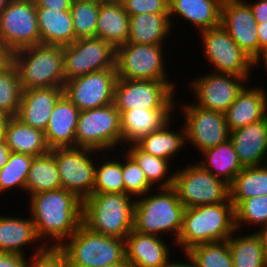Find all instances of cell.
<instances>
[{"instance_id": "f5cc1de1", "label": "cell", "mask_w": 267, "mask_h": 267, "mask_svg": "<svg viewBox=\"0 0 267 267\" xmlns=\"http://www.w3.org/2000/svg\"><path fill=\"white\" fill-rule=\"evenodd\" d=\"M185 256L187 257L186 262H182V263L180 261L175 262V261H171L170 259L169 262L163 267H195V264L192 258L187 253H184V258Z\"/></svg>"}, {"instance_id": "83f0119b", "label": "cell", "mask_w": 267, "mask_h": 267, "mask_svg": "<svg viewBox=\"0 0 267 267\" xmlns=\"http://www.w3.org/2000/svg\"><path fill=\"white\" fill-rule=\"evenodd\" d=\"M127 43L164 45L171 34L169 13H142L130 16Z\"/></svg>"}, {"instance_id": "9f6ffc18", "label": "cell", "mask_w": 267, "mask_h": 267, "mask_svg": "<svg viewBox=\"0 0 267 267\" xmlns=\"http://www.w3.org/2000/svg\"><path fill=\"white\" fill-rule=\"evenodd\" d=\"M101 267H133V266L125 258L124 260H122L121 262H118L116 264L104 265Z\"/></svg>"}, {"instance_id": "d6986e66", "label": "cell", "mask_w": 267, "mask_h": 267, "mask_svg": "<svg viewBox=\"0 0 267 267\" xmlns=\"http://www.w3.org/2000/svg\"><path fill=\"white\" fill-rule=\"evenodd\" d=\"M229 140L244 168L266 164L267 116L245 127L230 131Z\"/></svg>"}, {"instance_id": "bcb514c9", "label": "cell", "mask_w": 267, "mask_h": 267, "mask_svg": "<svg viewBox=\"0 0 267 267\" xmlns=\"http://www.w3.org/2000/svg\"><path fill=\"white\" fill-rule=\"evenodd\" d=\"M26 256L0 252V267H28Z\"/></svg>"}, {"instance_id": "11a10c76", "label": "cell", "mask_w": 267, "mask_h": 267, "mask_svg": "<svg viewBox=\"0 0 267 267\" xmlns=\"http://www.w3.org/2000/svg\"><path fill=\"white\" fill-rule=\"evenodd\" d=\"M256 232L259 234V236L262 239L263 248H264L265 254L267 256V225H265L261 228H258V230Z\"/></svg>"}, {"instance_id": "e575fe53", "label": "cell", "mask_w": 267, "mask_h": 267, "mask_svg": "<svg viewBox=\"0 0 267 267\" xmlns=\"http://www.w3.org/2000/svg\"><path fill=\"white\" fill-rule=\"evenodd\" d=\"M229 188L230 201L235 208L244 199L267 195V163L243 168Z\"/></svg>"}, {"instance_id": "ffe728a7", "label": "cell", "mask_w": 267, "mask_h": 267, "mask_svg": "<svg viewBox=\"0 0 267 267\" xmlns=\"http://www.w3.org/2000/svg\"><path fill=\"white\" fill-rule=\"evenodd\" d=\"M63 88L46 87L23 90L15 117L24 124L44 132L56 102L64 94Z\"/></svg>"}, {"instance_id": "30bf717a", "label": "cell", "mask_w": 267, "mask_h": 267, "mask_svg": "<svg viewBox=\"0 0 267 267\" xmlns=\"http://www.w3.org/2000/svg\"><path fill=\"white\" fill-rule=\"evenodd\" d=\"M163 46L125 43L117 47L115 57L117 78L169 81Z\"/></svg>"}, {"instance_id": "5bb4252c", "label": "cell", "mask_w": 267, "mask_h": 267, "mask_svg": "<svg viewBox=\"0 0 267 267\" xmlns=\"http://www.w3.org/2000/svg\"><path fill=\"white\" fill-rule=\"evenodd\" d=\"M0 38L13 52L41 44L36 4L9 0L0 13Z\"/></svg>"}, {"instance_id": "f6af8a7d", "label": "cell", "mask_w": 267, "mask_h": 267, "mask_svg": "<svg viewBox=\"0 0 267 267\" xmlns=\"http://www.w3.org/2000/svg\"><path fill=\"white\" fill-rule=\"evenodd\" d=\"M129 16L142 13H169V0H120Z\"/></svg>"}, {"instance_id": "52a82bcc", "label": "cell", "mask_w": 267, "mask_h": 267, "mask_svg": "<svg viewBox=\"0 0 267 267\" xmlns=\"http://www.w3.org/2000/svg\"><path fill=\"white\" fill-rule=\"evenodd\" d=\"M75 136L76 147L101 153L122 145L120 112L115 104L80 111Z\"/></svg>"}, {"instance_id": "b9f144b4", "label": "cell", "mask_w": 267, "mask_h": 267, "mask_svg": "<svg viewBox=\"0 0 267 267\" xmlns=\"http://www.w3.org/2000/svg\"><path fill=\"white\" fill-rule=\"evenodd\" d=\"M122 150V156H125L124 160H121L124 193L138 198V196L147 195L148 192L156 190L155 188L152 190L153 186L148 182L145 173L136 161L127 152L124 154V149Z\"/></svg>"}, {"instance_id": "ab89813d", "label": "cell", "mask_w": 267, "mask_h": 267, "mask_svg": "<svg viewBox=\"0 0 267 267\" xmlns=\"http://www.w3.org/2000/svg\"><path fill=\"white\" fill-rule=\"evenodd\" d=\"M22 93L19 74L12 62L9 66L0 70V108L11 117L16 116Z\"/></svg>"}, {"instance_id": "7bdbcfd3", "label": "cell", "mask_w": 267, "mask_h": 267, "mask_svg": "<svg viewBox=\"0 0 267 267\" xmlns=\"http://www.w3.org/2000/svg\"><path fill=\"white\" fill-rule=\"evenodd\" d=\"M267 225V195L244 199L235 208V226L241 229L243 224Z\"/></svg>"}, {"instance_id": "6da1fadb", "label": "cell", "mask_w": 267, "mask_h": 267, "mask_svg": "<svg viewBox=\"0 0 267 267\" xmlns=\"http://www.w3.org/2000/svg\"><path fill=\"white\" fill-rule=\"evenodd\" d=\"M28 206L41 244L47 241V247L59 248L82 224L83 201L66 189L31 195Z\"/></svg>"}, {"instance_id": "f546056e", "label": "cell", "mask_w": 267, "mask_h": 267, "mask_svg": "<svg viewBox=\"0 0 267 267\" xmlns=\"http://www.w3.org/2000/svg\"><path fill=\"white\" fill-rule=\"evenodd\" d=\"M4 139L10 151L14 153L36 157L51 150L43 131L24 124L15 116L10 117L6 122Z\"/></svg>"}, {"instance_id": "d6a6232c", "label": "cell", "mask_w": 267, "mask_h": 267, "mask_svg": "<svg viewBox=\"0 0 267 267\" xmlns=\"http://www.w3.org/2000/svg\"><path fill=\"white\" fill-rule=\"evenodd\" d=\"M62 188L53 152L33 158L25 184V192L29 196Z\"/></svg>"}, {"instance_id": "e0dca14e", "label": "cell", "mask_w": 267, "mask_h": 267, "mask_svg": "<svg viewBox=\"0 0 267 267\" xmlns=\"http://www.w3.org/2000/svg\"><path fill=\"white\" fill-rule=\"evenodd\" d=\"M249 78L232 74L211 72L192 79L190 89L194 103L205 109L225 113L248 83Z\"/></svg>"}, {"instance_id": "7a4b0ae2", "label": "cell", "mask_w": 267, "mask_h": 267, "mask_svg": "<svg viewBox=\"0 0 267 267\" xmlns=\"http://www.w3.org/2000/svg\"><path fill=\"white\" fill-rule=\"evenodd\" d=\"M235 207L231 202L185 208L176 244L186 253L192 247L228 240L235 232Z\"/></svg>"}, {"instance_id": "681fc988", "label": "cell", "mask_w": 267, "mask_h": 267, "mask_svg": "<svg viewBox=\"0 0 267 267\" xmlns=\"http://www.w3.org/2000/svg\"><path fill=\"white\" fill-rule=\"evenodd\" d=\"M13 62V51L0 38V70Z\"/></svg>"}, {"instance_id": "6f0895ef", "label": "cell", "mask_w": 267, "mask_h": 267, "mask_svg": "<svg viewBox=\"0 0 267 267\" xmlns=\"http://www.w3.org/2000/svg\"><path fill=\"white\" fill-rule=\"evenodd\" d=\"M260 61L263 63V66H264L263 68L264 69L266 68L265 71L267 72V50L262 53L258 61L255 63V66H258L257 64H259Z\"/></svg>"}, {"instance_id": "4fadbf2b", "label": "cell", "mask_w": 267, "mask_h": 267, "mask_svg": "<svg viewBox=\"0 0 267 267\" xmlns=\"http://www.w3.org/2000/svg\"><path fill=\"white\" fill-rule=\"evenodd\" d=\"M65 82L91 72L116 69V49L98 37L79 38L63 46Z\"/></svg>"}, {"instance_id": "277c9868", "label": "cell", "mask_w": 267, "mask_h": 267, "mask_svg": "<svg viewBox=\"0 0 267 267\" xmlns=\"http://www.w3.org/2000/svg\"><path fill=\"white\" fill-rule=\"evenodd\" d=\"M158 193L140 196L134 205L133 230L149 235L172 234L177 241L185 207L173 187L158 188Z\"/></svg>"}, {"instance_id": "4316f807", "label": "cell", "mask_w": 267, "mask_h": 267, "mask_svg": "<svg viewBox=\"0 0 267 267\" xmlns=\"http://www.w3.org/2000/svg\"><path fill=\"white\" fill-rule=\"evenodd\" d=\"M41 44L66 46L77 40L70 11L36 7Z\"/></svg>"}, {"instance_id": "7402d4cb", "label": "cell", "mask_w": 267, "mask_h": 267, "mask_svg": "<svg viewBox=\"0 0 267 267\" xmlns=\"http://www.w3.org/2000/svg\"><path fill=\"white\" fill-rule=\"evenodd\" d=\"M80 110L63 94L56 102L44 131L50 149L76 147V128Z\"/></svg>"}, {"instance_id": "f907efd6", "label": "cell", "mask_w": 267, "mask_h": 267, "mask_svg": "<svg viewBox=\"0 0 267 267\" xmlns=\"http://www.w3.org/2000/svg\"><path fill=\"white\" fill-rule=\"evenodd\" d=\"M259 38V58L267 50V22L257 24Z\"/></svg>"}, {"instance_id": "f1b7e54d", "label": "cell", "mask_w": 267, "mask_h": 267, "mask_svg": "<svg viewBox=\"0 0 267 267\" xmlns=\"http://www.w3.org/2000/svg\"><path fill=\"white\" fill-rule=\"evenodd\" d=\"M41 242L30 216L26 218L0 215V252L25 255L24 247Z\"/></svg>"}, {"instance_id": "4dcf8cb0", "label": "cell", "mask_w": 267, "mask_h": 267, "mask_svg": "<svg viewBox=\"0 0 267 267\" xmlns=\"http://www.w3.org/2000/svg\"><path fill=\"white\" fill-rule=\"evenodd\" d=\"M200 154L204 156L205 160H200L197 163L229 185L244 168L229 139L216 147L204 150Z\"/></svg>"}, {"instance_id": "91938a15", "label": "cell", "mask_w": 267, "mask_h": 267, "mask_svg": "<svg viewBox=\"0 0 267 267\" xmlns=\"http://www.w3.org/2000/svg\"><path fill=\"white\" fill-rule=\"evenodd\" d=\"M76 1H90V2H96V3L101 4V3H105L111 0H76Z\"/></svg>"}, {"instance_id": "9c48e42d", "label": "cell", "mask_w": 267, "mask_h": 267, "mask_svg": "<svg viewBox=\"0 0 267 267\" xmlns=\"http://www.w3.org/2000/svg\"><path fill=\"white\" fill-rule=\"evenodd\" d=\"M175 84L170 81L118 79L114 104L119 111L130 109H175Z\"/></svg>"}, {"instance_id": "1f68e13d", "label": "cell", "mask_w": 267, "mask_h": 267, "mask_svg": "<svg viewBox=\"0 0 267 267\" xmlns=\"http://www.w3.org/2000/svg\"><path fill=\"white\" fill-rule=\"evenodd\" d=\"M171 121L173 120L166 123L160 130L142 137L136 144L143 151L170 161L186 147L185 144L187 142L184 124L179 129V132H175L171 130Z\"/></svg>"}, {"instance_id": "ba28073f", "label": "cell", "mask_w": 267, "mask_h": 267, "mask_svg": "<svg viewBox=\"0 0 267 267\" xmlns=\"http://www.w3.org/2000/svg\"><path fill=\"white\" fill-rule=\"evenodd\" d=\"M173 188L185 208L230 201V188L197 162L174 172Z\"/></svg>"}, {"instance_id": "9a60e30c", "label": "cell", "mask_w": 267, "mask_h": 267, "mask_svg": "<svg viewBox=\"0 0 267 267\" xmlns=\"http://www.w3.org/2000/svg\"><path fill=\"white\" fill-rule=\"evenodd\" d=\"M181 106L188 144L200 153L229 139L230 130L224 113L189 103ZM184 110V111H183Z\"/></svg>"}, {"instance_id": "3957f363", "label": "cell", "mask_w": 267, "mask_h": 267, "mask_svg": "<svg viewBox=\"0 0 267 267\" xmlns=\"http://www.w3.org/2000/svg\"><path fill=\"white\" fill-rule=\"evenodd\" d=\"M135 202L126 193H93L83 201L82 223L96 233L125 240L133 230Z\"/></svg>"}, {"instance_id": "484cf974", "label": "cell", "mask_w": 267, "mask_h": 267, "mask_svg": "<svg viewBox=\"0 0 267 267\" xmlns=\"http://www.w3.org/2000/svg\"><path fill=\"white\" fill-rule=\"evenodd\" d=\"M130 16L120 0L100 4L96 37L108 42L115 49L128 41Z\"/></svg>"}, {"instance_id": "60d3db41", "label": "cell", "mask_w": 267, "mask_h": 267, "mask_svg": "<svg viewBox=\"0 0 267 267\" xmlns=\"http://www.w3.org/2000/svg\"><path fill=\"white\" fill-rule=\"evenodd\" d=\"M99 11V3L90 1H72L70 12L73 18V27L77 39L96 37Z\"/></svg>"}, {"instance_id": "db71d44e", "label": "cell", "mask_w": 267, "mask_h": 267, "mask_svg": "<svg viewBox=\"0 0 267 267\" xmlns=\"http://www.w3.org/2000/svg\"><path fill=\"white\" fill-rule=\"evenodd\" d=\"M10 117L6 111L0 108V139L4 138V128Z\"/></svg>"}, {"instance_id": "816d5d0a", "label": "cell", "mask_w": 267, "mask_h": 267, "mask_svg": "<svg viewBox=\"0 0 267 267\" xmlns=\"http://www.w3.org/2000/svg\"><path fill=\"white\" fill-rule=\"evenodd\" d=\"M10 153L6 140L4 138L0 139V169L7 164Z\"/></svg>"}, {"instance_id": "8992f818", "label": "cell", "mask_w": 267, "mask_h": 267, "mask_svg": "<svg viewBox=\"0 0 267 267\" xmlns=\"http://www.w3.org/2000/svg\"><path fill=\"white\" fill-rule=\"evenodd\" d=\"M59 249L65 255L67 267H101L126 258L124 239L96 233L83 223Z\"/></svg>"}, {"instance_id": "836d02e7", "label": "cell", "mask_w": 267, "mask_h": 267, "mask_svg": "<svg viewBox=\"0 0 267 267\" xmlns=\"http://www.w3.org/2000/svg\"><path fill=\"white\" fill-rule=\"evenodd\" d=\"M238 229L229 237L228 245L234 267H267V256L257 232L237 236ZM236 233V235H235Z\"/></svg>"}, {"instance_id": "7c38bea8", "label": "cell", "mask_w": 267, "mask_h": 267, "mask_svg": "<svg viewBox=\"0 0 267 267\" xmlns=\"http://www.w3.org/2000/svg\"><path fill=\"white\" fill-rule=\"evenodd\" d=\"M51 151L60 173L62 188L82 201L93 194L98 157L95 154L98 151L82 147L53 148ZM91 154L95 160L91 159Z\"/></svg>"}, {"instance_id": "44dd1931", "label": "cell", "mask_w": 267, "mask_h": 267, "mask_svg": "<svg viewBox=\"0 0 267 267\" xmlns=\"http://www.w3.org/2000/svg\"><path fill=\"white\" fill-rule=\"evenodd\" d=\"M161 237L132 230L125 238L126 260L133 267H163L171 248Z\"/></svg>"}, {"instance_id": "7dc6e473", "label": "cell", "mask_w": 267, "mask_h": 267, "mask_svg": "<svg viewBox=\"0 0 267 267\" xmlns=\"http://www.w3.org/2000/svg\"><path fill=\"white\" fill-rule=\"evenodd\" d=\"M249 2L250 1H248L247 3L251 8L257 24L267 22V0H256L254 2Z\"/></svg>"}, {"instance_id": "8fae6325", "label": "cell", "mask_w": 267, "mask_h": 267, "mask_svg": "<svg viewBox=\"0 0 267 267\" xmlns=\"http://www.w3.org/2000/svg\"><path fill=\"white\" fill-rule=\"evenodd\" d=\"M204 57L212 72L250 78L255 62L237 45L222 25L199 32Z\"/></svg>"}, {"instance_id": "d590c367", "label": "cell", "mask_w": 267, "mask_h": 267, "mask_svg": "<svg viewBox=\"0 0 267 267\" xmlns=\"http://www.w3.org/2000/svg\"><path fill=\"white\" fill-rule=\"evenodd\" d=\"M131 145V146H130ZM129 150L128 148H122L124 149L140 166V168L145 173V176L148 180V182L153 186L158 183L157 188H171L173 187L174 183V174L171 173V175L168 177L170 173L169 168V160L162 159L159 157H156L154 155H151L150 153H147L143 151L136 143L129 144ZM168 177V178H167ZM165 178V179H164Z\"/></svg>"}, {"instance_id": "2e32d148", "label": "cell", "mask_w": 267, "mask_h": 267, "mask_svg": "<svg viewBox=\"0 0 267 267\" xmlns=\"http://www.w3.org/2000/svg\"><path fill=\"white\" fill-rule=\"evenodd\" d=\"M116 69H104L65 82L64 94L80 110H90L114 103Z\"/></svg>"}, {"instance_id": "d4e9b609", "label": "cell", "mask_w": 267, "mask_h": 267, "mask_svg": "<svg viewBox=\"0 0 267 267\" xmlns=\"http://www.w3.org/2000/svg\"><path fill=\"white\" fill-rule=\"evenodd\" d=\"M223 0H169V19L181 17L196 26L199 32L220 25L221 5ZM172 18V19H171Z\"/></svg>"}, {"instance_id": "74e56055", "label": "cell", "mask_w": 267, "mask_h": 267, "mask_svg": "<svg viewBox=\"0 0 267 267\" xmlns=\"http://www.w3.org/2000/svg\"><path fill=\"white\" fill-rule=\"evenodd\" d=\"M32 156L11 152L7 164L0 169V193L14 188L24 190L33 161Z\"/></svg>"}, {"instance_id": "f35d334b", "label": "cell", "mask_w": 267, "mask_h": 267, "mask_svg": "<svg viewBox=\"0 0 267 267\" xmlns=\"http://www.w3.org/2000/svg\"><path fill=\"white\" fill-rule=\"evenodd\" d=\"M112 158L105 156L96 164L93 193H124L121 159Z\"/></svg>"}, {"instance_id": "8d00e7d4", "label": "cell", "mask_w": 267, "mask_h": 267, "mask_svg": "<svg viewBox=\"0 0 267 267\" xmlns=\"http://www.w3.org/2000/svg\"><path fill=\"white\" fill-rule=\"evenodd\" d=\"M186 253L194 261L195 267H234L228 240L200 244Z\"/></svg>"}, {"instance_id": "94428289", "label": "cell", "mask_w": 267, "mask_h": 267, "mask_svg": "<svg viewBox=\"0 0 267 267\" xmlns=\"http://www.w3.org/2000/svg\"><path fill=\"white\" fill-rule=\"evenodd\" d=\"M16 1L31 2V3L37 2V0H16Z\"/></svg>"}, {"instance_id": "ee69618b", "label": "cell", "mask_w": 267, "mask_h": 267, "mask_svg": "<svg viewBox=\"0 0 267 267\" xmlns=\"http://www.w3.org/2000/svg\"><path fill=\"white\" fill-rule=\"evenodd\" d=\"M28 267H67L65 255L59 248L42 244L29 258Z\"/></svg>"}, {"instance_id": "680465c9", "label": "cell", "mask_w": 267, "mask_h": 267, "mask_svg": "<svg viewBox=\"0 0 267 267\" xmlns=\"http://www.w3.org/2000/svg\"><path fill=\"white\" fill-rule=\"evenodd\" d=\"M8 1L9 0H0V13L6 7Z\"/></svg>"}, {"instance_id": "ac0fdd59", "label": "cell", "mask_w": 267, "mask_h": 267, "mask_svg": "<svg viewBox=\"0 0 267 267\" xmlns=\"http://www.w3.org/2000/svg\"><path fill=\"white\" fill-rule=\"evenodd\" d=\"M220 25L237 45L256 63L259 59L257 22L245 0H223Z\"/></svg>"}, {"instance_id": "c3c4849f", "label": "cell", "mask_w": 267, "mask_h": 267, "mask_svg": "<svg viewBox=\"0 0 267 267\" xmlns=\"http://www.w3.org/2000/svg\"><path fill=\"white\" fill-rule=\"evenodd\" d=\"M73 0H37L36 7H45L57 11H70Z\"/></svg>"}, {"instance_id": "5b68a950", "label": "cell", "mask_w": 267, "mask_h": 267, "mask_svg": "<svg viewBox=\"0 0 267 267\" xmlns=\"http://www.w3.org/2000/svg\"><path fill=\"white\" fill-rule=\"evenodd\" d=\"M23 90L64 87L63 46L37 44L13 52Z\"/></svg>"}, {"instance_id": "603a6c76", "label": "cell", "mask_w": 267, "mask_h": 267, "mask_svg": "<svg viewBox=\"0 0 267 267\" xmlns=\"http://www.w3.org/2000/svg\"><path fill=\"white\" fill-rule=\"evenodd\" d=\"M246 85L236 100L225 111V120L230 131L245 127L267 116V91L260 86Z\"/></svg>"}, {"instance_id": "cb8c5ba5", "label": "cell", "mask_w": 267, "mask_h": 267, "mask_svg": "<svg viewBox=\"0 0 267 267\" xmlns=\"http://www.w3.org/2000/svg\"><path fill=\"white\" fill-rule=\"evenodd\" d=\"M174 109H130L120 112L122 145L134 144L142 137L160 130L172 118Z\"/></svg>"}]
</instances>
